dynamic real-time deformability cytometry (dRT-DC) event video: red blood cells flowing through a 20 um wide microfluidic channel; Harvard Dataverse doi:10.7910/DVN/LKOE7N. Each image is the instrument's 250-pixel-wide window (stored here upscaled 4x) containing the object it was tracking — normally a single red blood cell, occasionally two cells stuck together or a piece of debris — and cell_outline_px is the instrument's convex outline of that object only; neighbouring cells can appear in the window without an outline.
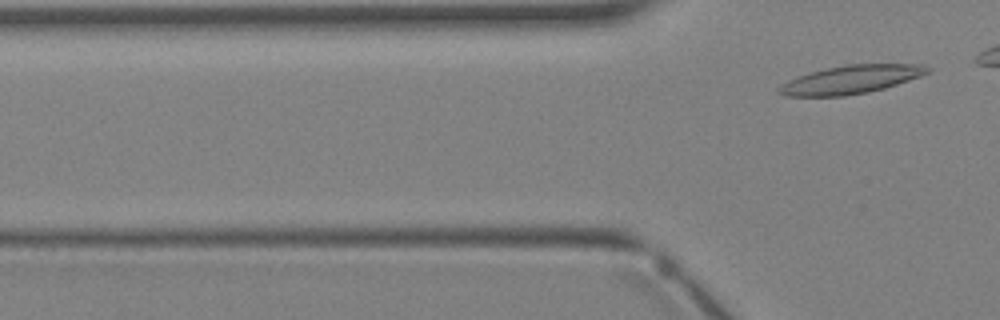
{"species": "Egyptian fruit bat (a non-hibernating species)", "species_latin": "Rousettus aegyptiacus", "temperature_condition": "warm", "stored_images_in_passage": 6, "segment_of_instrument_passage": [2, 2], "camera_frame_rate_fps": 3000, "um_per_image_px": 0.085, "animal": {"sex": "female"}, "frame": {"image": 1, "passage_image": 6, "time_ms": 6.667, "image_size_px": [1000, 320], "cell_outline_px": [[932, 72], [884, 88], [868, 92], [844, 96], [784, 96], [776, 92], [776, 88], [780, 84], [788, 80], [812, 72], [828, 68], [848, 64], [920, 64], [932, 68]], "centroid_in_image_um": [72.32, 6.77], "position_along_channel_um": 53.5, "area_um2": 24.45}}